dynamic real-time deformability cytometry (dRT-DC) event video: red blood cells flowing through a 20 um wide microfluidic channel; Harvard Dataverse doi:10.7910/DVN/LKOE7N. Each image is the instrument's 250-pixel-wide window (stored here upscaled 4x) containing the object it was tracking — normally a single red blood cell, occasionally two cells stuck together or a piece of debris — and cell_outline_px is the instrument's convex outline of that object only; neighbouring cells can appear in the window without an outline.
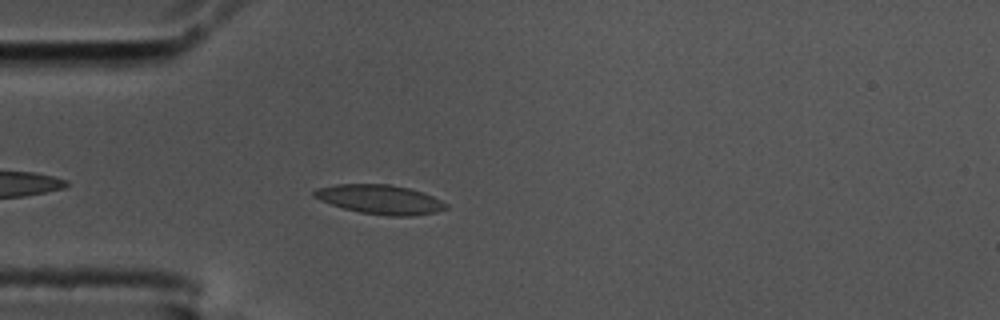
{"species": "common noctule bat (a hibernating species)", "species_latin": "Nyctalus noctula", "temperature_condition": "cold", "stored_images_in_passage": 44, "camera_frame_rate_fps": 3000, "um_per_image_px": 0.085, "animal": {"sex": "male", "body_mass_g": 17.5, "forearm_length_mm": 52.3}, "frame": {"image": 1, "passage_image": 4, "time_ms": 1.0, "image_size_px": [1000, 320], "cell_outline_px": [[448, 208], [436, 212], [412, 216], [388, 216], [360, 212], [344, 208], [320, 200], [312, 196], [312, 192], [316, 188], [336, 184], [388, 184], [408, 188], [432, 196], [448, 204]], "centroid_in_image_um": [32.28, 16.95], "position_along_channel_um": 52.7, "area_um2": 22.37}}
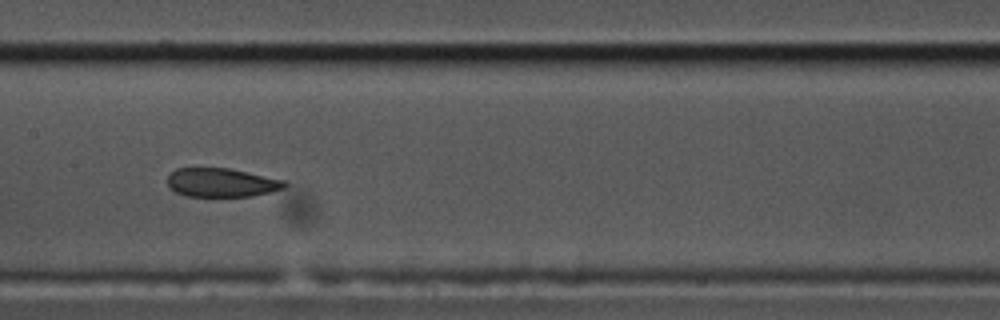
{"frame": {"image": 2, "passage_image": 16, "time_ms": 5.0, "image_size_px": [1000, 320], "cell_outline_px": [[288, 184], [284, 188], [252, 196], [184, 196], [168, 188], [168, 176], [176, 168], [228, 168], [284, 180]], "centroid_in_image_um": [18.8, 15.52], "position_along_channel_um": 188.6, "area_um2": 19.54}}
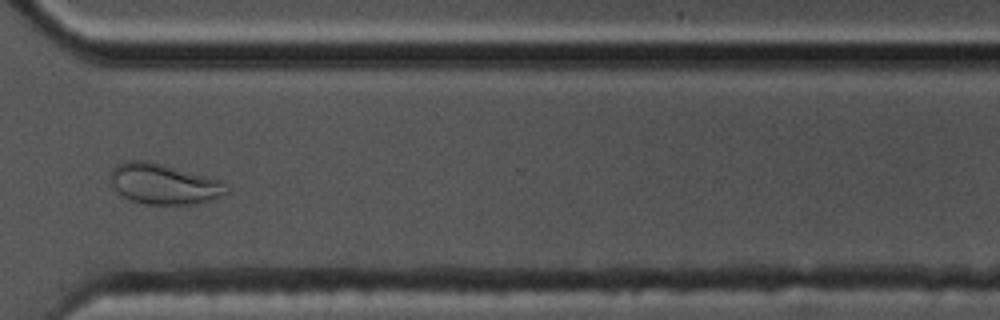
{"frame": {"image": 3, "passage_image": 30, "time_ms": 9.667, "image_size_px": [1000, 320], "cell_outline_px": [[228, 192], [212, 200], [192, 204], [148, 204], [132, 200], [116, 192], [108, 184], [108, 172], [116, 164], [124, 160], [148, 160], [208, 176], [220, 180], [224, 184]], "centroid_in_image_um": [13.82, 15.61], "position_along_channel_um": 356.8, "area_um2": 27.8}, "authors_computed_cell_mechanics": {"area_um2": 21.8195, "velocity_mm_per_s": 3.5966, "shape_relaxation_time_tau1_ms": 5.6446, "shape_relaxation_time_tau2_ms": 1.6168, "deformation_change_tau1": 0.1608, "deformation_change_tau2": 0.0609}}